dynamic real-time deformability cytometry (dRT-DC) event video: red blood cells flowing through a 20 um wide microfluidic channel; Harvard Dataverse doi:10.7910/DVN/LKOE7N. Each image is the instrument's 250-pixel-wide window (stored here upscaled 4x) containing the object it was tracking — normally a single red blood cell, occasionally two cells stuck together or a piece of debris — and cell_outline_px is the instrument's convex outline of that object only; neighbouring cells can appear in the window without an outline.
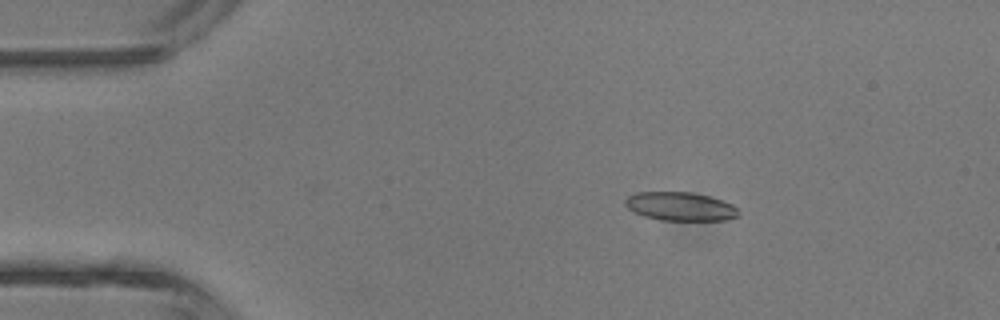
{"species": "common noctule bat (a hibernating species)", "species_latin": "Nyctalus noctula", "temperature_condition": "room temperature", "stored_images_in_passage": 5, "camera_frame_rate_fps": 3000, "um_per_image_px": 0.085, "animal": {"sex": "male", "body_mass_g": 13.3}, "frame": {"image": 1, "passage_image": 2, "time_ms": 1.333, "image_size_px": [1000, 320], "cell_outline_px": [[740, 216], [728, 220], [660, 220], [644, 216], [628, 208], [624, 204], [624, 200], [628, 196], [636, 192], [692, 192], [708, 196], [732, 204], [740, 212]], "centroid_in_image_um": [57.83, 17.55], "position_along_channel_um": 27.2, "area_um2": 18.9}}
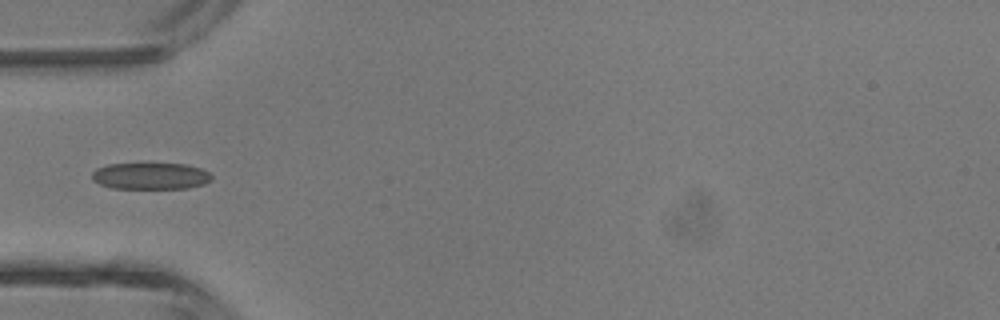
{"frame": {"image": 2, "passage_image": 4, "time_ms": 3.667, "image_size_px": [1000, 320], "cell_outline_px": [[212, 180], [204, 184], [188, 188], [112, 188], [100, 184], [92, 180], [92, 172], [96, 168], [108, 164], [184, 164], [204, 168], [212, 176]], "centroid_in_image_um": [12.82, 14.96], "position_along_channel_um": 72.2, "area_um2": 18.61}}